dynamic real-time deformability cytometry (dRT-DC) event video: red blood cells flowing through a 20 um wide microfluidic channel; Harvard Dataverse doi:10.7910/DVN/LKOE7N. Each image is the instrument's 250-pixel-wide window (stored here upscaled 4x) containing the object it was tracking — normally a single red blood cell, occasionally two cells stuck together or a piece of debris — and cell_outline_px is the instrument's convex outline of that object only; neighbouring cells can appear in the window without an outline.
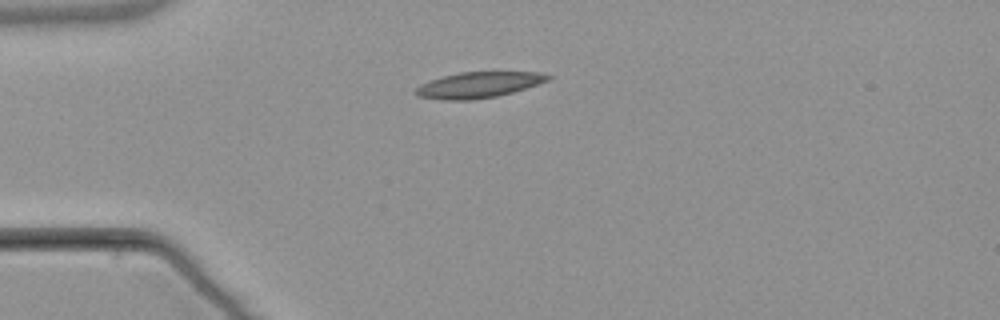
{"species": "common noctule bat (a hibernating species)", "species_latin": "Nyctalus noctula", "temperature_condition": "warm", "stored_images_in_passage": 5, "camera_frame_rate_fps": 3000, "um_per_image_px": 0.085, "animal": {"sex": "male", "body_mass_g": 21.5, "forearm_length_mm": 52.0}, "frame": {"image": 1, "passage_image": 1, "time_ms": 0.0, "image_size_px": [1000, 320], "cell_outline_px": [[552, 76], [548, 80], [512, 92], [496, 96], [472, 100], [444, 100], [416, 96], [416, 88], [420, 84], [444, 76], [460, 72], [540, 72]], "centroid_in_image_um": [40.65, 7.22], "position_along_channel_um": 44.3, "area_um2": 19.59}}
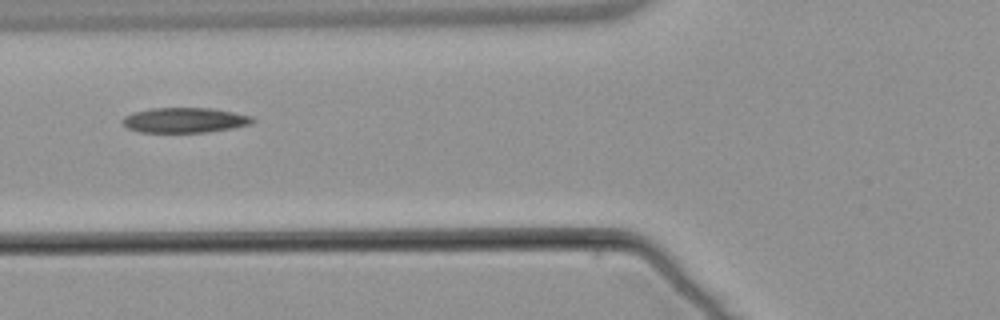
{"frame": {"image": 2, "passage_image": 3, "time_ms": 2.333, "image_size_px": [1000, 320], "cell_outline_px": [[256, 120], [252, 124], [232, 128], [208, 132], [140, 132], [128, 128], [120, 120], [124, 116], [132, 112], [152, 108], [212, 108], [252, 116]], "centroid_in_image_um": [15.7, 10.21], "position_along_channel_um": 110.1, "area_um2": 19.07}}